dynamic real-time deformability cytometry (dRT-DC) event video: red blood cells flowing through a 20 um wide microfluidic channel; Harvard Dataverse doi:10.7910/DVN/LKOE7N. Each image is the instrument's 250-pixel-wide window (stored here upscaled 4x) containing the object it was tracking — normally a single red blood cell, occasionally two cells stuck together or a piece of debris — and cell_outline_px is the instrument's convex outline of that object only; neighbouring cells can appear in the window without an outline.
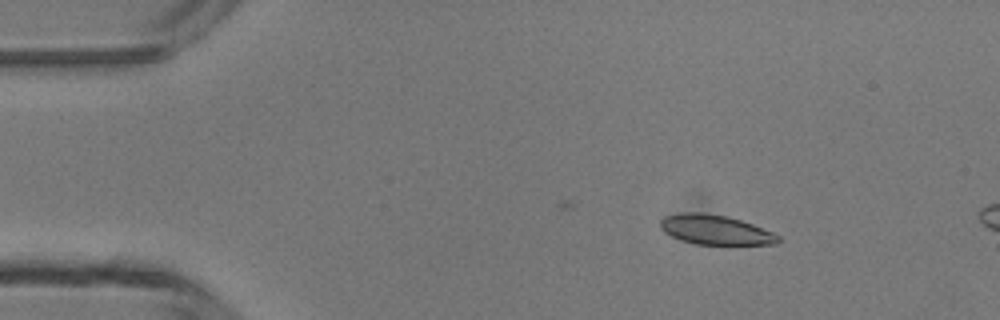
{"species": "common noctule bat (a hibernating species)", "species_latin": "Nyctalus noctula", "temperature_condition": "room temperature", "stored_images_in_passage": 2, "camera_frame_rate_fps": 3000, "um_per_image_px": 0.085, "animal": {"sex": "male", "body_mass_g": 13.3}, "frame": {"image": 1, "passage_image": 1, "time_ms": 0.0, "image_size_px": [1000, 320], "cell_outline_px": [[780, 240], [776, 244], [696, 244], [680, 240], [664, 232], [660, 224], [660, 220], [664, 216], [680, 212], [700, 212], [728, 216], [752, 224], [772, 232], [780, 236]], "centroid_in_image_um": [60.78, 19.52], "position_along_channel_um": 24.2, "area_um2": 20.29}}